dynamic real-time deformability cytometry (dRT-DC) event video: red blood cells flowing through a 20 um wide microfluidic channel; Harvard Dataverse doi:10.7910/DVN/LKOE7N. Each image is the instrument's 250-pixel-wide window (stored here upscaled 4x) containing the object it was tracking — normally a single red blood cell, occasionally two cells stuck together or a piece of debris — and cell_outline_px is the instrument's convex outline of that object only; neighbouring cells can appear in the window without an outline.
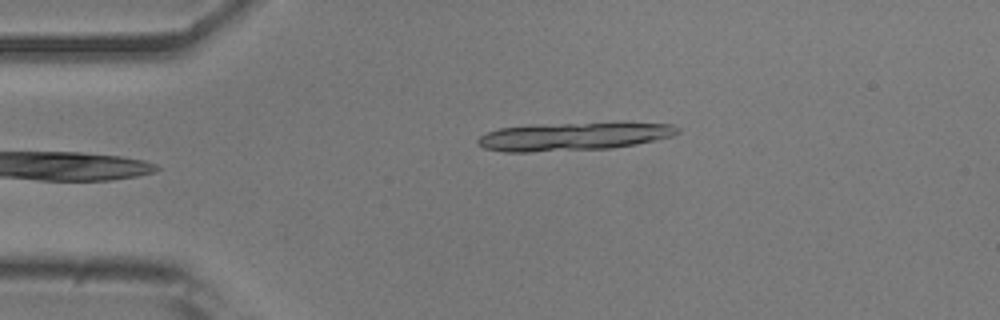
{"species": "common noctule bat (a hibernating species)", "species_latin": "Nyctalus noctula", "temperature_condition": "room temperature", "stored_images_in_passage": 7, "camera_frame_rate_fps": 3000, "um_per_image_px": 0.085, "animal": {"sex": "male", "body_mass_g": 20.5, "forearm_length_mm": 52.5}, "frame": {"image": 1, "passage_image": 1, "time_ms": 0.0, "image_size_px": [1000, 320], "cell_outline_px": [[680, 132], [672, 136], [636, 144], [612, 148], [528, 152], [504, 152], [484, 148], [476, 144], [476, 140], [480, 136], [488, 132], [500, 128], [528, 124], [672, 124], [680, 128]], "centroid_in_image_um": [48.64, 11.62], "position_along_channel_um": 36.4, "area_um2": 32.19}}